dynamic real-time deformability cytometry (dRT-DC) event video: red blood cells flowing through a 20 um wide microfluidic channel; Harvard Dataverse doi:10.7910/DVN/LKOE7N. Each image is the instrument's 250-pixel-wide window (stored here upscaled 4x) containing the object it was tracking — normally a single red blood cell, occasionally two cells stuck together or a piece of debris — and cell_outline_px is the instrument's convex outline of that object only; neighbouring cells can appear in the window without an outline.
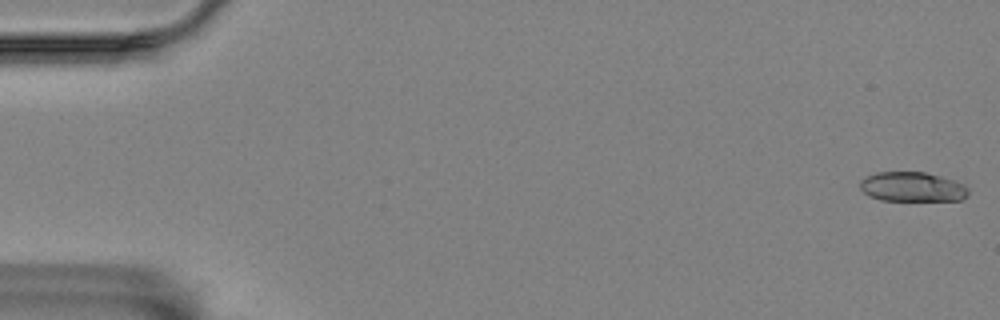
{"species": "Egyptian fruit bat (a non-hibernating species)", "species_latin": "Rousettus aegyptiacus", "temperature_condition": "room temperature", "stored_images_in_passage": 5, "camera_frame_rate_fps": 3000, "um_per_image_px": 0.085, "animal": {"sex": "female"}, "frame": {"image": 1, "passage_image": 1, "time_ms": 0.0, "image_size_px": [1000, 320], "cell_outline_px": [[968, 192], [960, 200], [880, 200], [868, 196], [860, 188], [860, 180], [876, 172], [924, 172], [940, 176], [964, 184], [968, 188]], "centroid_in_image_um": [77.51, 15.88], "position_along_channel_um": 7.5, "area_um2": 18.5}}
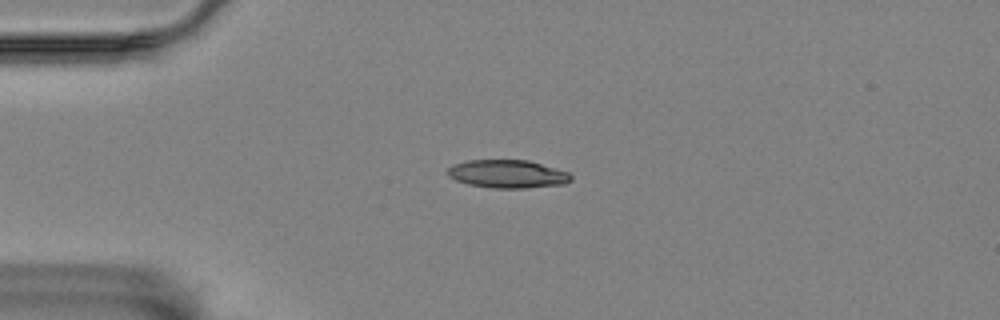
{"frame": {"image": 2, "passage_image": 4, "time_ms": 4.333, "image_size_px": [1000, 320], "cell_outline_px": [[572, 180], [564, 184], [524, 188], [492, 188], [468, 184], [456, 180], [448, 176], [448, 168], [452, 164], [468, 160], [528, 160], [568, 172], [572, 176]], "centroid_in_image_um": [43.13, 14.78], "position_along_channel_um": 41.9, "area_um2": 20.17}}